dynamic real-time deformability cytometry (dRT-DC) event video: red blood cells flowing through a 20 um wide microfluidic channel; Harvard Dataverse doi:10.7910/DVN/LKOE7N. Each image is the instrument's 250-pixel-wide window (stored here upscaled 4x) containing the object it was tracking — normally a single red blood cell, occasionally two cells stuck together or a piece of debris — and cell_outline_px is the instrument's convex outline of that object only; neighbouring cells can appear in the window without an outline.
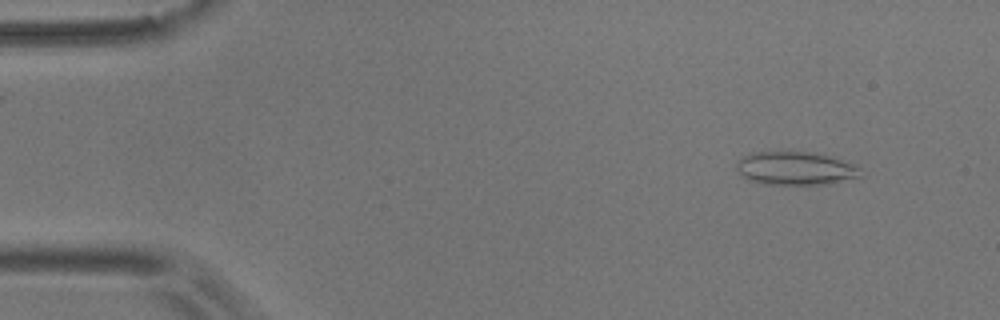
{"species": "common noctule bat (a hibernating species)", "species_latin": "Nyctalus noctula", "temperature_condition": "room temperature", "stored_images_in_passage": 53, "camera_frame_rate_fps": 3000, "um_per_image_px": 0.085, "animal": {"sex": "male", "body_mass_g": 17.9}, "frame": {"image": 1, "passage_image": 4, "time_ms": 1.0, "image_size_px": [1000, 320], "cell_outline_px": [[864, 176], [828, 184], [764, 184], [752, 180], [744, 176], [736, 168], [736, 160], [744, 156], [756, 152], [812, 152], [828, 156], [856, 164], [860, 168]], "centroid_in_image_um": [67.67, 14.31], "position_along_channel_um": 17.3, "area_um2": 23.99}}
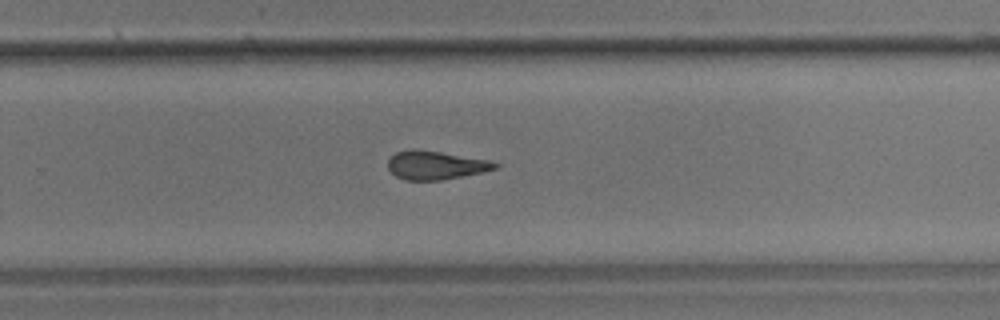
{"frame": {"image": 2, "passage_image": 34, "time_ms": 11.0, "image_size_px": [1000, 320], "cell_outline_px": [[500, 164], [496, 168], [484, 172], [440, 180], [404, 180], [396, 176], [388, 168], [388, 160], [396, 152], [440, 152], [492, 160]], "centroid_in_image_um": [37.1, 14.08], "position_along_channel_um": 292.7, "area_um2": 17.22}}
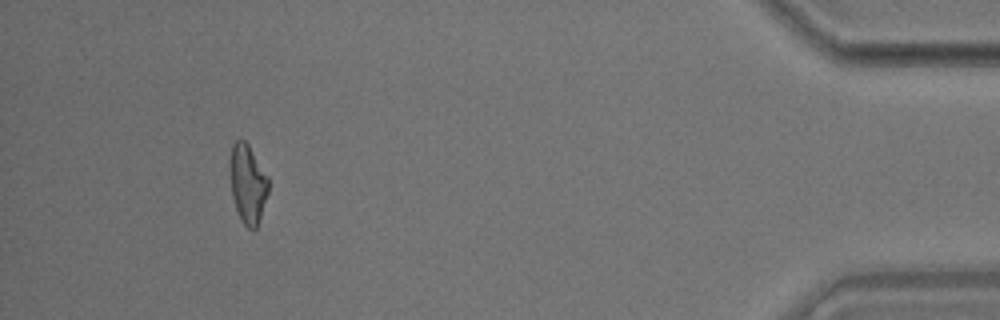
{"frame": {"image": 3, "passage_image": 49, "time_ms": 16.0, "image_size_px": [1000, 320], "cell_outline_px": [[268, 192], [256, 228], [252, 232], [244, 224], [236, 208], [232, 196], [232, 144], [236, 140], [244, 140], [248, 144], [268, 176]], "centroid_in_image_um": [21.09, 15.65], "position_along_channel_um": 414.1, "area_um2": 16.94}, "authors_computed_cell_mechanics": {"area_um2": 18.5538, "velocity_mm_per_s": 3.6951, "shape_relaxation_time_tau1_ms": 10.9478, "shape_relaxation_time_tau2_ms": 2.848, "deformation_change_tau1": 0.2284, "deformation_change_tau2": 0.1234}}